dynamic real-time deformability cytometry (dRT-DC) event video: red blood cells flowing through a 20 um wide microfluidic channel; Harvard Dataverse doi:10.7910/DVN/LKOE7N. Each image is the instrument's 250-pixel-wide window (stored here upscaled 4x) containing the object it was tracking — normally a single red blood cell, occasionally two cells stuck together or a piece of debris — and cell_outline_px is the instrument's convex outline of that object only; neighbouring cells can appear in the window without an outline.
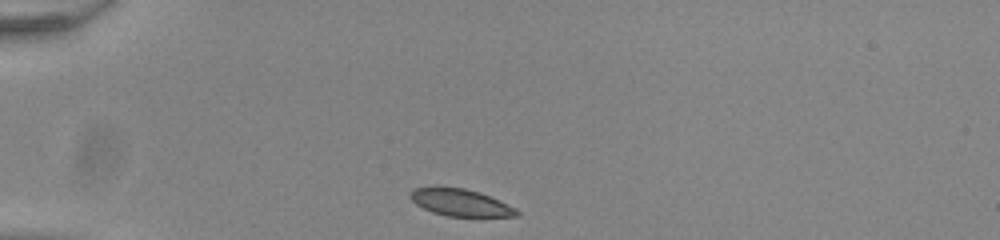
{"species": "common noctule bat (a hibernating species)", "species_latin": "Nyctalus noctula", "temperature_condition": "room temperature", "stored_images_in_passage": 33, "camera_frame_rate_fps": 3000, "um_per_image_px": 0.085, "animal": {"sex": "male", "body_mass_g": 20.0, "forearm_length_mm": 53.3}, "frame": {"image": 1, "passage_image": 1, "time_ms": 0.0, "image_size_px": [1000, 240], "cell_outline_px": [[520, 216], [448, 216], [432, 212], [416, 204], [408, 196], [416, 188], [464, 188], [480, 192], [516, 208], [520, 212]], "centroid_in_image_um": [39.18, 17.23], "position_along_channel_um": 45.8, "area_um2": 16.36}}
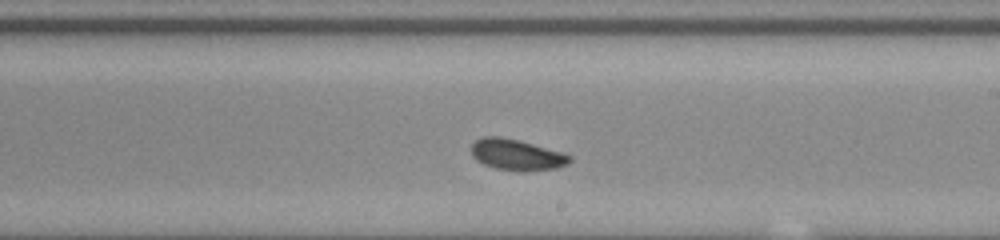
{"frame": {"image": 2, "passage_image": 19, "time_ms": 6.0, "image_size_px": [1000, 240], "cell_outline_px": [[572, 160], [568, 164], [556, 168], [528, 172], [524, 172], [496, 168], [484, 164], [476, 160], [472, 156], [472, 144], [476, 140], [484, 136], [500, 136], [520, 140], [564, 152], [572, 156]], "centroid_in_image_um": [43.96, 13.15], "position_along_channel_um": 245.0, "area_um2": 18.09}}
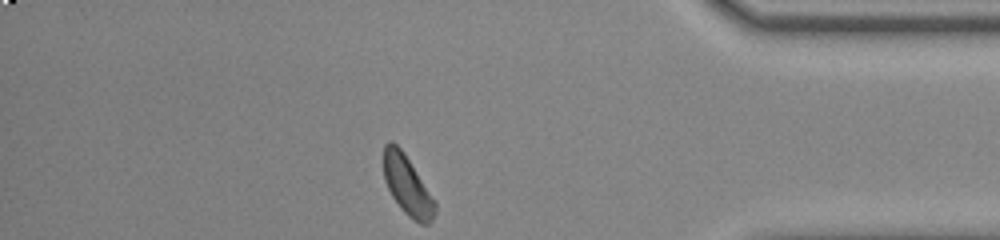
{"frame": {"image": 3, "passage_image": 33, "time_ms": 10.667, "image_size_px": [1000, 240], "cell_outline_px": [[436, 208], [432, 220], [428, 224], [420, 224], [412, 220], [400, 208], [392, 196], [384, 180], [384, 144], [388, 140], [392, 140], [404, 152], [436, 204]], "centroid_in_image_um": [34.59, 15.76], "position_along_channel_um": 400.6, "area_um2": 17.51}, "authors_computed_cell_mechanics": {"area_um2": 17.8024, "velocity_mm_per_s": 3.8986, "shape_relaxation_time_tau1_ms": 4.4851, "shape_relaxation_time_tau2_ms": 6.5215, "deformation_change_tau1": 0.1196, "deformation_change_tau2": 0.0986}}